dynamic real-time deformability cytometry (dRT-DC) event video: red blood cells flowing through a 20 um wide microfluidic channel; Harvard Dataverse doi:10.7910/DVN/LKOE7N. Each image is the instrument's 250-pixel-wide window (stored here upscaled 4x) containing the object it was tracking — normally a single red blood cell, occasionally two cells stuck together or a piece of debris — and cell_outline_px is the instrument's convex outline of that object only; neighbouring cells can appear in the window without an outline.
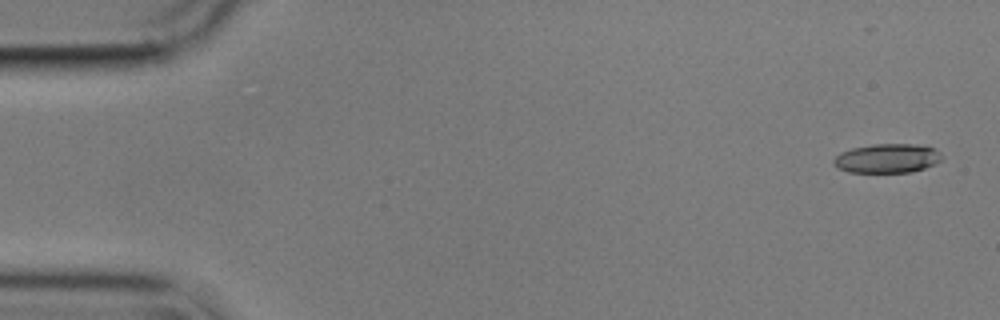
{"species": "common noctule bat (a hibernating species)", "species_latin": "Nyctalus noctula", "temperature_condition": "cold", "stored_images_in_passage": 56, "camera_frame_rate_fps": 3000, "um_per_image_px": 0.085, "animal": {"sex": "male", "body_mass_g": 17.9}, "frame": {"image": 1, "passage_image": 2, "time_ms": 0.333, "image_size_px": [1000, 320], "cell_outline_px": [[944, 156], [936, 164], [912, 172], [848, 172], [836, 168], [832, 164], [832, 160], [840, 152], [852, 148], [872, 144], [916, 144], [936, 148]], "centroid_in_image_um": [75.41, 13.46], "position_along_channel_um": 9.6, "area_um2": 18.67}}
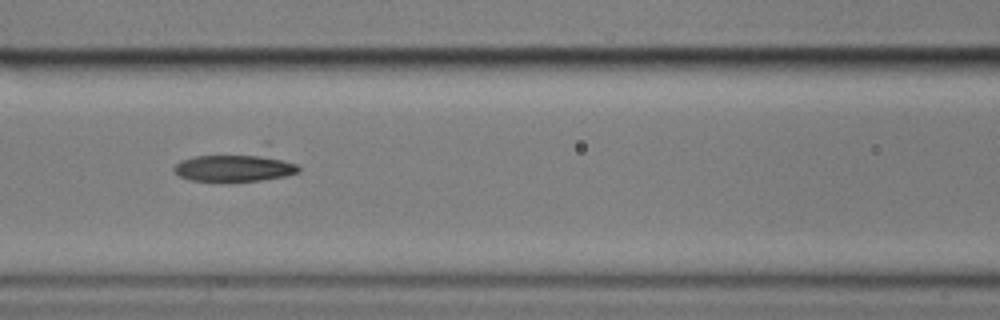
{"frame": {"image": 2, "passage_image": 24, "time_ms": 7.667, "image_size_px": [1000, 320], "cell_outline_px": [[300, 172], [284, 176], [260, 180], [188, 180], [180, 176], [172, 168], [180, 160], [196, 156], [264, 140], [268, 140], [296, 164], [300, 168]], "centroid_in_image_um": [20.28, 13.94], "position_along_channel_um": 146.3, "area_um2": 24.8}}
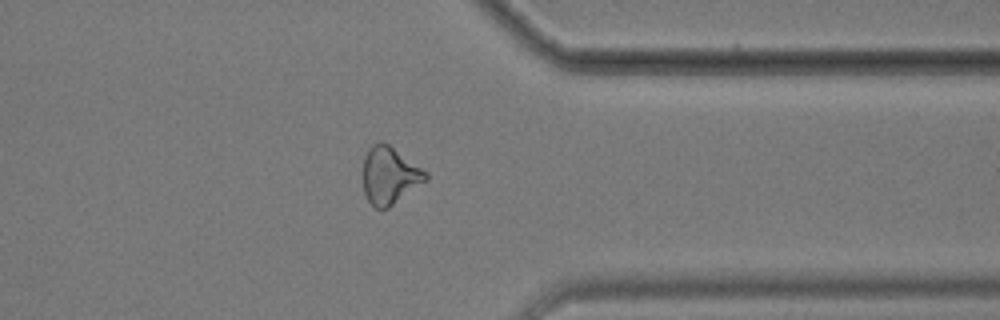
{"frame": {"image": 3, "passage_image": 44, "time_ms": 14.333, "image_size_px": [1000, 320], "cell_outline_px": [[428, 180], [388, 208], [376, 208], [368, 200], [364, 192], [364, 156], [368, 148], [372, 144], [380, 140], [388, 144], [428, 172]], "centroid_in_image_um": [33.13, 14.9], "position_along_channel_um": 378.3, "area_um2": 20.87}}